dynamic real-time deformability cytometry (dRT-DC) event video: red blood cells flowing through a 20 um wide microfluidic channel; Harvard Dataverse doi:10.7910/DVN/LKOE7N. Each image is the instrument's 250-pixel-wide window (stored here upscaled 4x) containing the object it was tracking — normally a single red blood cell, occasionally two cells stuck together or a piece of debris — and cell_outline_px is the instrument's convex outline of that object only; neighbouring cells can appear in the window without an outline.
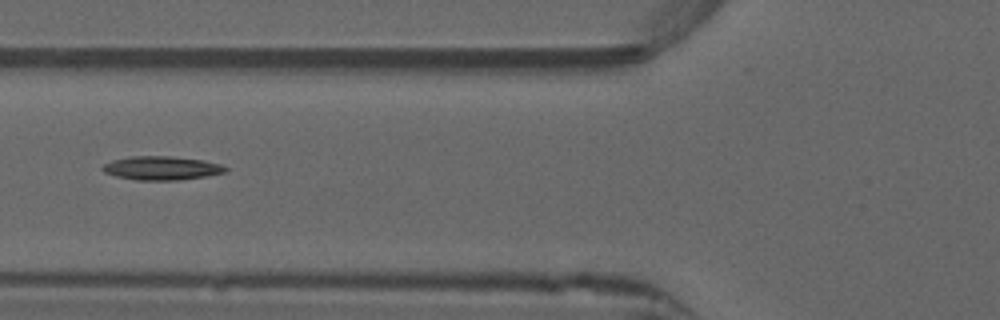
{"species": "common noctule bat (a hibernating species)", "species_latin": "Nyctalus noctula", "temperature_condition": "warm", "stored_images_in_passage": 24, "camera_frame_rate_fps": 3000, "um_per_image_px": 0.085, "animal": {"sex": "male", "forearm_length_mm": 52.5}, "frame": {"image": 1, "passage_image": 10, "time_ms": 3.0, "image_size_px": [1000, 320], "cell_outline_px": [[228, 172], [180, 180], [136, 180], [116, 176], [104, 172], [100, 168], [104, 164], [112, 160], [132, 156], [172, 156], [204, 160], [220, 164], [228, 168]], "centroid_in_image_um": [13.74, 14.28], "position_along_channel_um": 112.1, "area_um2": 17.05}}